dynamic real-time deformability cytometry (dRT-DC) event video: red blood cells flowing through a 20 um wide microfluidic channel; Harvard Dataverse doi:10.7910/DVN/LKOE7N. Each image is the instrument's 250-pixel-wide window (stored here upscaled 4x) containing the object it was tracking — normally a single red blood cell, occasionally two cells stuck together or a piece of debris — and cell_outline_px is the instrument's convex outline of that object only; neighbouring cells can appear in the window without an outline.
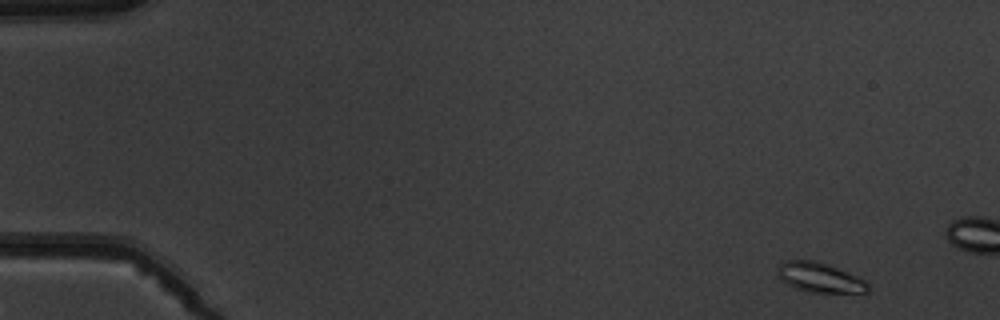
{"species": "common noctule bat (a hibernating species)", "species_latin": "Nyctalus noctula", "temperature_condition": "warm", "stored_images_in_passage": 4, "camera_frame_rate_fps": 3000, "um_per_image_px": 0.085, "animal": {"sex": "male", "body_mass_g": 19.5, "forearm_length_mm": 54.6}, "frame": {"image": 1, "passage_image": 1, "time_ms": 0.0, "image_size_px": [1000, 320], "cell_outline_px": [[872, 292], [804, 292], [788, 284], [776, 272], [776, 268], [784, 260], [816, 260], [856, 276], [864, 280], [872, 288]], "centroid_in_image_um": [69.68, 23.59], "position_along_channel_um": 15.3, "area_um2": 15.55}}